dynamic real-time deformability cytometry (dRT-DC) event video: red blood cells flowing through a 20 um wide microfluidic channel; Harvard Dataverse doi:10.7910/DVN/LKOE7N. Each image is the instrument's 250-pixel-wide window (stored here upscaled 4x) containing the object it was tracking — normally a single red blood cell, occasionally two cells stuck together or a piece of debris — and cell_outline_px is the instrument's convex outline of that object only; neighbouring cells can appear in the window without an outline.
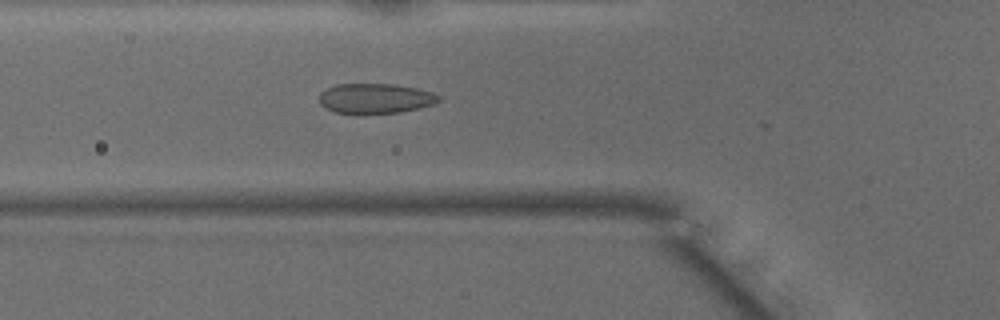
{"species": "common noctule bat (a hibernating species)", "species_latin": "Nyctalus noctula", "temperature_condition": "warm", "stored_images_in_passage": 24, "camera_frame_rate_fps": 3000, "um_per_image_px": 0.085, "animal": {"sex": "male", "body_mass_g": 15.6}, "frame": {"image": 1, "passage_image": 17, "time_ms": 5.333, "image_size_px": [1000, 320], "cell_outline_px": [[444, 96], [436, 104], [400, 112], [336, 112], [324, 108], [320, 104], [320, 92], [336, 84], [392, 84], [416, 88], [432, 92]], "centroid_in_image_um": [31.95, 8.35], "position_along_channel_um": 93.8, "area_um2": 20.63}}
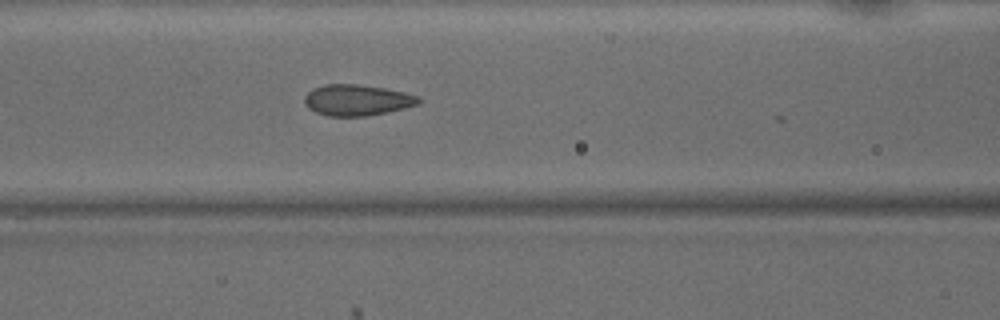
{"frame": {"image": 2, "passage_image": 20, "time_ms": 6.333, "image_size_px": [1000, 320], "cell_outline_px": [[424, 100], [420, 104], [404, 108], [364, 116], [328, 116], [316, 112], [308, 108], [304, 104], [304, 96], [312, 88], [324, 84], [360, 84], [384, 88], [404, 92], [420, 96]], "centroid_in_image_um": [30.35, 8.49], "position_along_channel_um": 136.2, "area_um2": 20.81}}
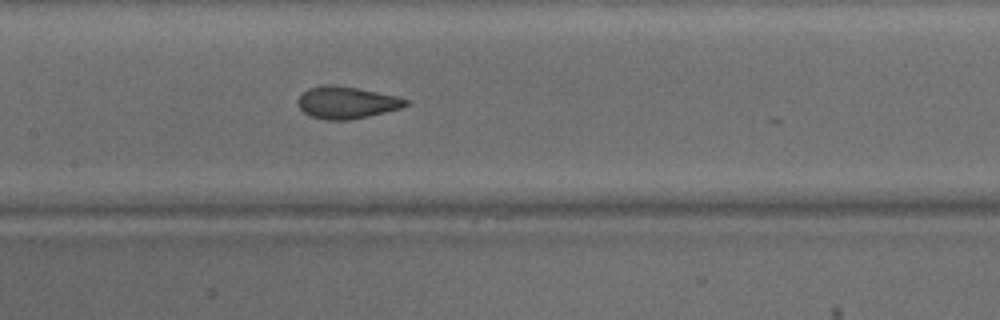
{"frame": {"image": 3, "passage_image": 23, "time_ms": 7.333, "image_size_px": [1000, 320], "cell_outline_px": [[412, 104], [400, 108], [368, 116], [348, 120], [328, 120], [312, 116], [304, 112], [300, 108], [296, 100], [308, 88], [320, 84], [336, 84], [396, 96], [408, 100]], "centroid_in_image_um": [29.45, 8.7], "position_along_channel_um": 178.0, "area_um2": 20.11}}